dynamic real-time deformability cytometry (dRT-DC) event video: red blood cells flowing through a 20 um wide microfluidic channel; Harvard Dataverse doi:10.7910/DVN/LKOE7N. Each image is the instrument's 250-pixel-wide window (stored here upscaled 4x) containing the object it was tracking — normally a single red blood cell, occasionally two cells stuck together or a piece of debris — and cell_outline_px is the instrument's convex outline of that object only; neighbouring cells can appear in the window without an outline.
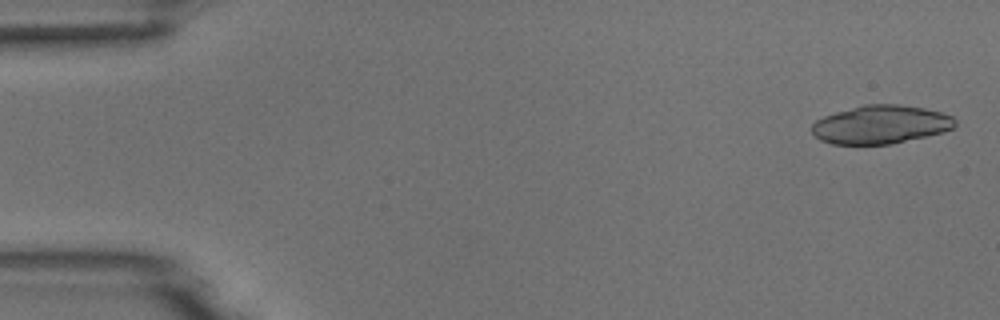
{"species": "common noctule bat (a hibernating species)", "species_latin": "Nyctalus noctula", "temperature_condition": "room temperature", "stored_images_in_passage": 4, "camera_frame_rate_fps": 3000, "um_per_image_px": 0.085, "animal": {"sex": "male", "body_mass_g": 18.8}, "frame": {"image": 1, "passage_image": 1, "time_ms": 0.0, "image_size_px": [1000, 320], "cell_outline_px": [[956, 124], [952, 128], [944, 132], [892, 144], [832, 144], [820, 140], [812, 132], [812, 124], [816, 120], [824, 116], [836, 112], [864, 104], [900, 104], [924, 108], [940, 112], [952, 116], [956, 120]], "centroid_in_image_um": [74.87, 10.58], "position_along_channel_um": 10.1, "area_um2": 32.08}}